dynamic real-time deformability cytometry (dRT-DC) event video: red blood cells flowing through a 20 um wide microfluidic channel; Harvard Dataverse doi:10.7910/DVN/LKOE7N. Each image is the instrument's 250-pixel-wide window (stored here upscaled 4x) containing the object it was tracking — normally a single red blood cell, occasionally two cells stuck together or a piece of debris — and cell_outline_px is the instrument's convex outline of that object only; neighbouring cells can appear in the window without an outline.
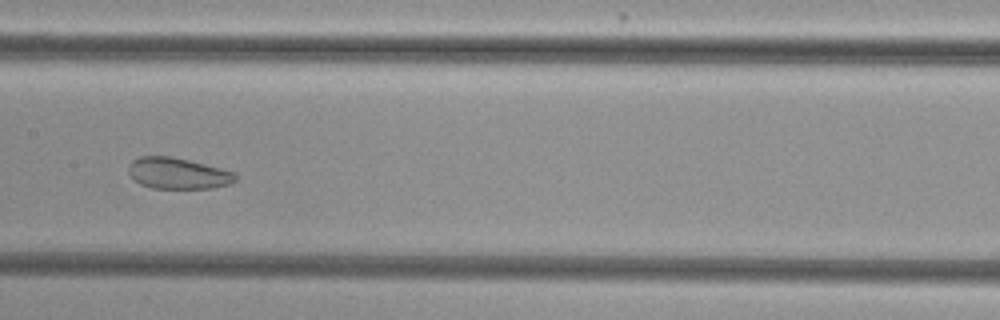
{"species": "common noctule bat (a hibernating species)", "species_latin": "Nyctalus noctula", "temperature_condition": "cold", "stored_images_in_passage": 44, "camera_frame_rate_fps": 3000, "um_per_image_px": 0.085, "animal": {"sex": "female", "body_mass_g": 29.2, "forearm_length_mm": 56.3}, "frame": {"image": 1, "passage_image": 17, "time_ms": 5.333, "image_size_px": [1000, 320], "cell_outline_px": [[236, 180], [232, 184], [212, 188], [152, 188], [140, 184], [128, 172], [128, 168], [132, 160], [140, 156], [172, 156], [236, 172]], "centroid_in_image_um": [15.14, 14.73], "position_along_channel_um": 192.3, "area_um2": 19.42}}
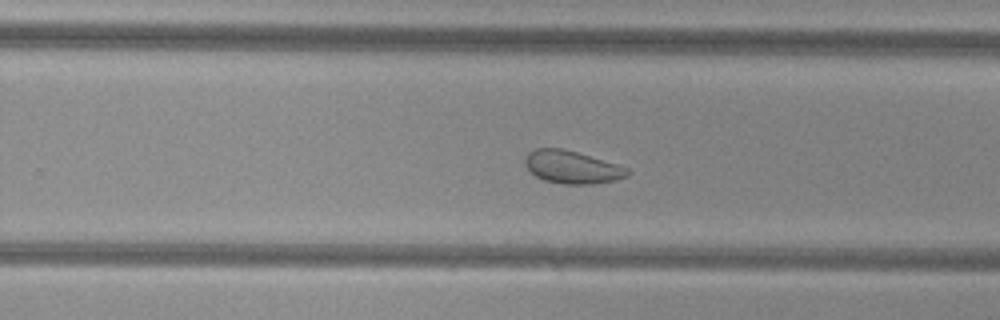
{"frame": {"image": 2, "passage_image": 24, "time_ms": 7.667, "image_size_px": [1000, 320], "cell_outline_px": [[632, 172], [628, 176], [616, 180], [596, 184], [564, 184], [544, 180], [536, 176], [524, 164], [524, 160], [528, 152], [536, 148], [560, 148], [576, 152], [616, 164], [628, 168]], "centroid_in_image_um": [48.64, 14.22], "position_along_channel_um": 281.2, "area_um2": 19.48}}
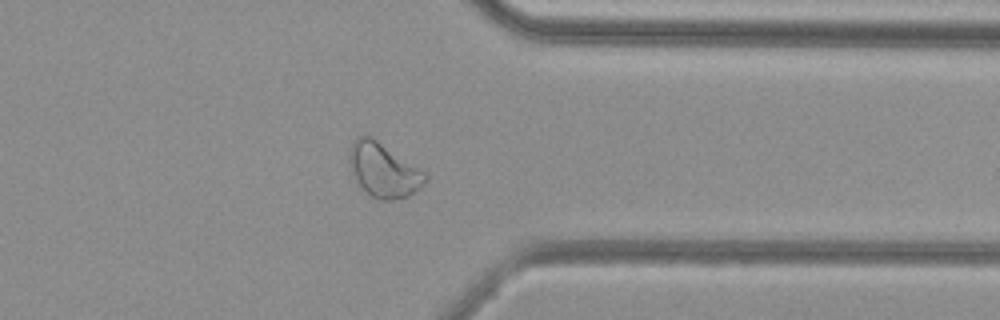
{"frame": {"image": 3, "passage_image": 32, "time_ms": 10.333, "image_size_px": [1000, 320], "cell_outline_px": [[428, 180], [420, 188], [408, 196], [392, 200], [380, 200], [372, 196], [360, 184], [352, 172], [348, 156], [348, 152], [352, 140], [356, 136], [372, 136], [424, 172], [428, 176]], "centroid_in_image_um": [32.59, 14.44], "position_along_channel_um": 378.8, "area_um2": 23.64}, "authors_computed_cell_mechanics": {"area_um2": 22.9466, "velocity_mm_per_s": 3.8253, "shape_relaxation_time_tau1_ms": null, "shape_relaxation_time_tau2_ms": 1.8404, "deformation_change_tau1": null, "deformation_change_tau2": 0.0797}}